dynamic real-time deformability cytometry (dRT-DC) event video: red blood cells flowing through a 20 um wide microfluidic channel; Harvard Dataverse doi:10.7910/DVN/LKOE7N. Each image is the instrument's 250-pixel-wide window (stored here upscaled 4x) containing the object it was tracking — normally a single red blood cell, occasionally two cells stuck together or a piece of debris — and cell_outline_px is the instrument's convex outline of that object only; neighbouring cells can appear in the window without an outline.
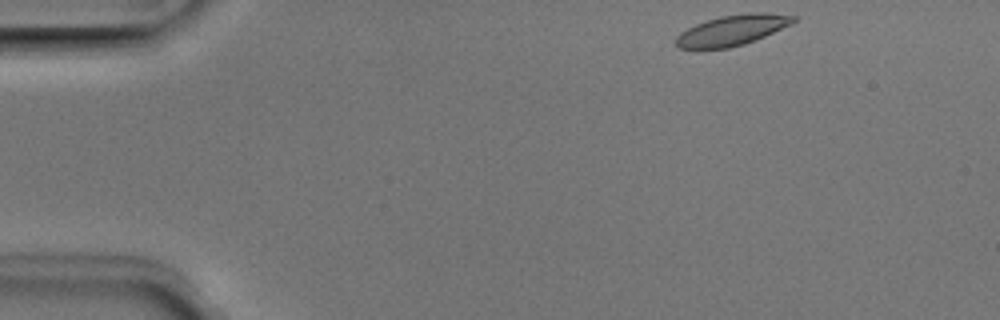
{"species": "Egyptian fruit bat (a non-hibernating species)", "species_latin": "Rousettus aegyptiacus", "temperature_condition": "room temperature", "stored_images_in_passage": 46, "camera_frame_rate_fps": 3000, "um_per_image_px": 0.085, "animal": {"sex": "male"}, "frame": {"image": 1, "passage_image": 1, "time_ms": 0.0, "image_size_px": [1000, 320], "cell_outline_px": [[796, 20], [792, 24], [764, 36], [744, 44], [728, 48], [696, 52], [676, 48], [676, 36], [680, 32], [696, 24], [720, 16], [748, 12], [768, 12], [796, 16]], "centroid_in_image_um": [62.16, 2.61], "position_along_channel_um": 22.8, "area_um2": 21.5}}
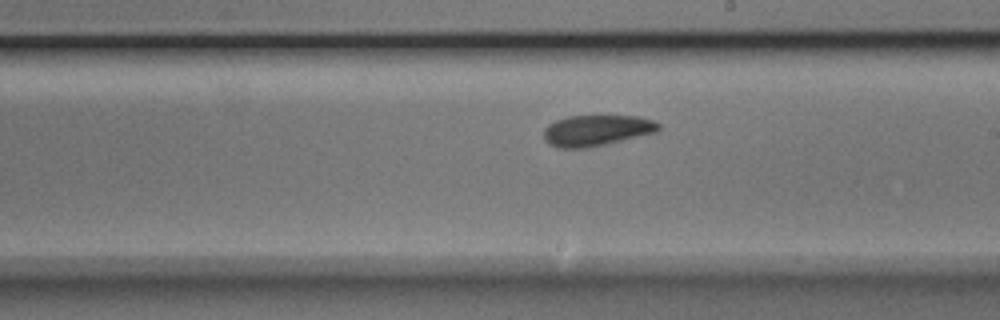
{"frame": {"image": 2, "passage_image": 24, "time_ms": 7.667, "image_size_px": [1000, 320], "cell_outline_px": [[660, 128], [656, 132], [588, 148], [556, 148], [548, 144], [544, 140], [544, 128], [548, 124], [556, 120], [568, 116], [636, 116], [652, 120], [660, 124]], "centroid_in_image_um": [50.66, 11.09], "position_along_channel_um": 238.3, "area_um2": 20.69}}
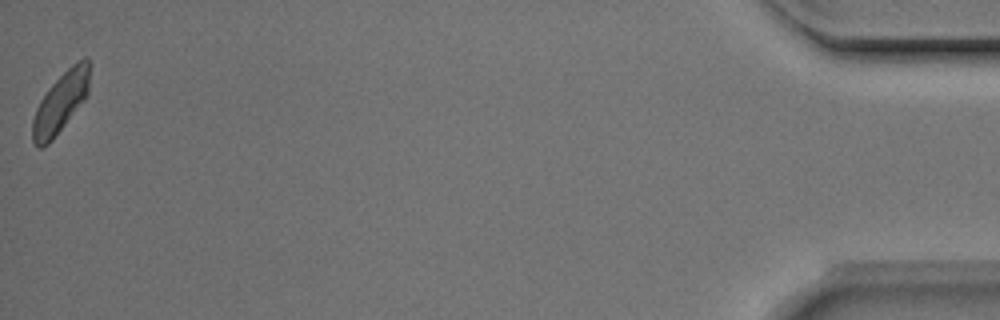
{"frame": {"image": 3, "passage_image": 46, "time_ms": 15.0, "image_size_px": [1000, 320], "cell_outline_px": [[88, 92], [84, 100], [52, 140], [48, 144], [40, 148], [32, 140], [32, 120], [36, 108], [40, 100], [48, 88], [72, 64], [88, 56]], "centroid_in_image_um": [5.12, 8.73], "position_along_channel_um": 430.1, "area_um2": 19.54}, "authors_computed_cell_mechanics": {"area_um2": 20.8947, "velocity_mm_per_s": 3.9014, "shape_relaxation_time_tau1_ms": 2.7828, "shape_relaxation_time_tau2_ms": 5.2217, "deformation_change_tau1": 0.0827, "deformation_change_tau2": 0.097}}